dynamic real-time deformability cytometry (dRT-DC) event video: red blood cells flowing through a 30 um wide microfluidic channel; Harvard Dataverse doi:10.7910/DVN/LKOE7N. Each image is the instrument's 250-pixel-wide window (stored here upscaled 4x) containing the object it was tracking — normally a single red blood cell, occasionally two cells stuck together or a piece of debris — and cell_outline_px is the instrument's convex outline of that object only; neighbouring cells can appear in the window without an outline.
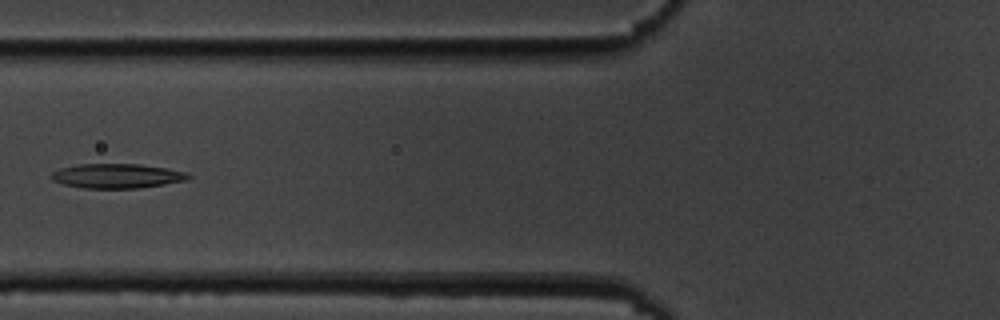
{"species": "common noctule bat (a hibernating species)", "species_latin": "Nyctalus noctula", "temperature_condition": "cold", "stored_images_in_passage": 6, "camera_frame_rate_fps": 3000, "um_per_image_px": 0.085, "animal": {"sex": "male", "body_mass_g": 19.5, "forearm_length_mm": 54.6}, "frame": {"image": 1, "passage_image": 6, "time_ms": 6.0, "image_size_px": [1000, 320], "cell_outline_px": [[192, 176], [184, 180], [164, 184], [140, 188], [84, 188], [64, 184], [52, 180], [52, 172], [60, 168], [76, 164], [140, 164], [188, 172]], "centroid_in_image_um": [9.93, 14.95], "position_along_channel_um": 115.9, "area_um2": 19.42}}